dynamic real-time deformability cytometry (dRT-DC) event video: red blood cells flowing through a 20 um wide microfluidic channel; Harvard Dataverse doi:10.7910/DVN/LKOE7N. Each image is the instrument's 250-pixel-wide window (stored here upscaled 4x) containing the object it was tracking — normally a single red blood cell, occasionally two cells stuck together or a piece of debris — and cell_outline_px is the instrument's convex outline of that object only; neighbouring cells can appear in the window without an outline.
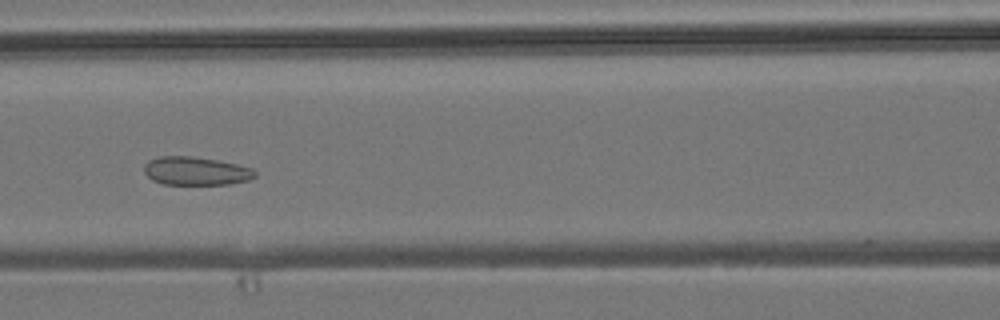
{"species": "common noctule bat (a hibernating species)", "species_latin": "Nyctalus noctula", "temperature_condition": "room temperature", "stored_images_in_passage": 9, "camera_frame_rate_fps": 3000, "um_per_image_px": 0.085, "animal": {"sex": "male", "body_mass_g": 19.2, "forearm_length_mm": 51.8}, "frame": {"image": 1, "passage_image": 7, "time_ms": 7.0, "image_size_px": [1000, 320], "cell_outline_px": [[256, 176], [248, 180], [228, 184], [164, 184], [152, 180], [144, 172], [144, 164], [148, 160], [160, 156], [192, 156], [216, 160], [236, 164], [252, 168], [256, 172]], "centroid_in_image_um": [16.63, 14.53], "position_along_channel_um": 150.0, "area_um2": 18.26}}
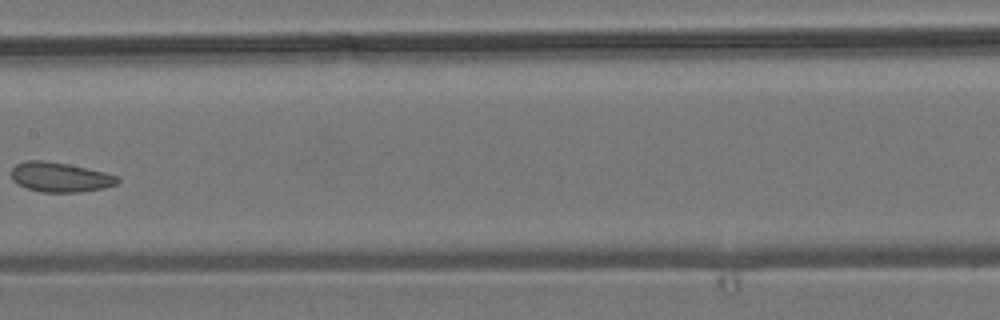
{"frame": {"image": 2, "passage_image": 8, "time_ms": 8.333, "image_size_px": [1000, 320], "cell_outline_px": [[120, 180], [116, 184], [104, 188], [80, 192], [44, 192], [28, 188], [16, 184], [12, 180], [12, 168], [16, 164], [28, 160], [44, 160], [68, 164], [88, 168], [120, 176]], "centroid_in_image_um": [5.12, 15.05], "position_along_channel_um": 202.3, "area_um2": 18.44}}
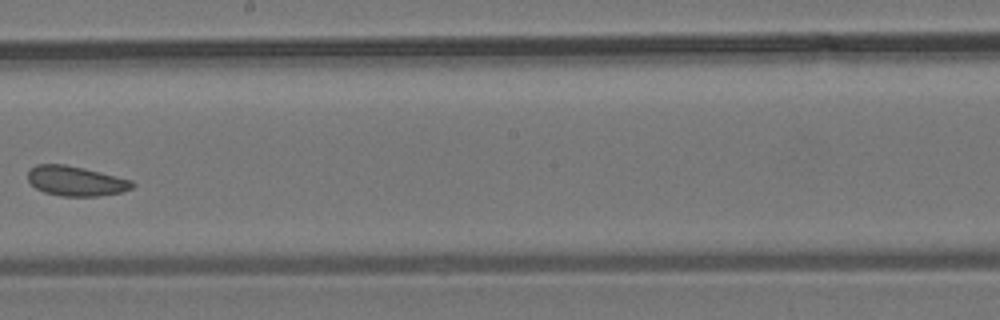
{"frame": {"image": 3, "passage_image": 9, "time_ms": 9.333, "image_size_px": [1000, 320], "cell_outline_px": [[136, 184], [132, 188], [120, 192], [96, 196], [60, 196], [44, 192], [36, 188], [28, 180], [28, 172], [36, 164], [64, 164], [84, 168], [132, 180]], "centroid_in_image_um": [6.44, 15.38], "position_along_channel_um": 241.8, "area_um2": 18.03}}